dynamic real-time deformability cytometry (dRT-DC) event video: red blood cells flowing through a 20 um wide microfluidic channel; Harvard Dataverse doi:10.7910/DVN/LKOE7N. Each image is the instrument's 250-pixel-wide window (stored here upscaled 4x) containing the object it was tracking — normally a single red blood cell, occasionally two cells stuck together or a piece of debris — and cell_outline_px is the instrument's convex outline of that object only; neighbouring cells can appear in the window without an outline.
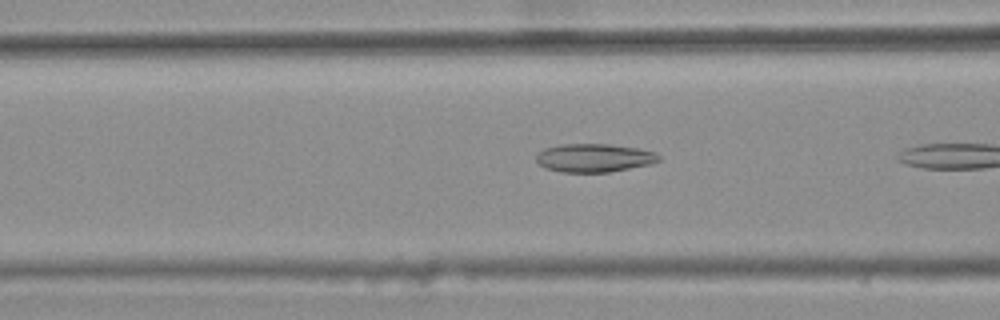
{"species": "common noctule bat (a hibernating species)", "species_latin": "Nyctalus noctula", "temperature_condition": "warm", "stored_images_in_passage": 6, "camera_frame_rate_fps": 3000, "um_per_image_px": 0.085, "animal": {"sex": "female", "body_mass_g": 25.1}, "frame": {"image": 1, "passage_image": 5, "time_ms": 1.333, "image_size_px": [1000, 320], "cell_outline_px": [[660, 160], [648, 164], [608, 172], [560, 172], [544, 168], [536, 160], [536, 152], [544, 148], [560, 144], [608, 144], [636, 148], [656, 152], [660, 156]], "centroid_in_image_um": [50.44, 13.41], "position_along_channel_um": 116.2, "area_um2": 20.23}}